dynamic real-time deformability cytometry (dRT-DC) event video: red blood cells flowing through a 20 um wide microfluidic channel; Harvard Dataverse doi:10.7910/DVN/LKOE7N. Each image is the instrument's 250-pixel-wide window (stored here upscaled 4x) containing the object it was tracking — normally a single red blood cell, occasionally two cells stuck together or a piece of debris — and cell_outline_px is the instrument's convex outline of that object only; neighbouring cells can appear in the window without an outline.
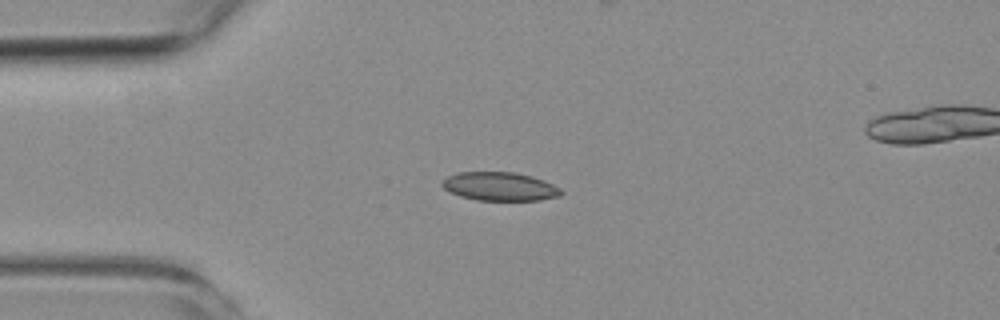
{"species": "common noctule bat (a hibernating species)", "species_latin": "Nyctalus noctula", "temperature_condition": "room temperature", "stored_images_in_passage": 3, "camera_frame_rate_fps": 3000, "um_per_image_px": 0.085, "animal": {"sex": "female", "body_mass_g": 19.3, "forearm_length_mm": 54.1}, "frame": {"image": 1, "passage_image": 1, "time_ms": 0.0, "image_size_px": [1000, 320], "cell_outline_px": [[564, 192], [560, 196], [540, 200], [476, 200], [460, 196], [444, 188], [440, 184], [440, 180], [456, 172], [516, 172], [532, 176], [544, 180], [560, 188]], "centroid_in_image_um": [42.48, 15.84], "position_along_channel_um": 42.5, "area_um2": 19.94}}